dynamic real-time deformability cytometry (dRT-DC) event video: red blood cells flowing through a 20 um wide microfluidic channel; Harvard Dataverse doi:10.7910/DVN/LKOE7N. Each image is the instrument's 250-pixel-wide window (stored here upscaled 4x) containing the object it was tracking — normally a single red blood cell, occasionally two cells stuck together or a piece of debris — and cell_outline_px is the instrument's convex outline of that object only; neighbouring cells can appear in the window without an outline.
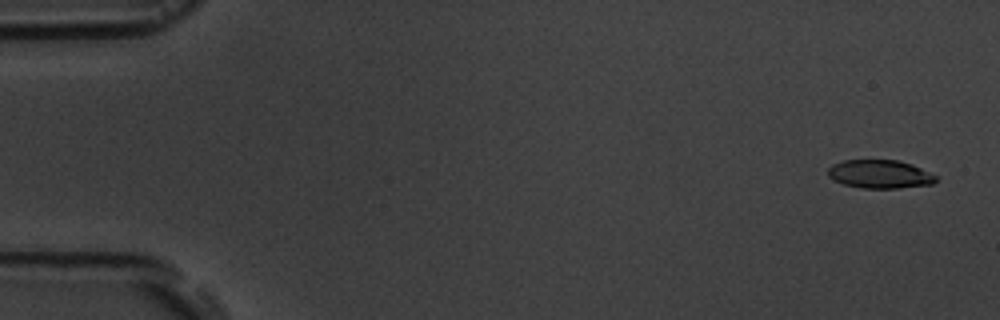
{"species": "common noctule bat (a hibernating species)", "species_latin": "Nyctalus noctula", "temperature_condition": "room temperature", "stored_images_in_passage": 7, "camera_frame_rate_fps": 3000, "um_per_image_px": 0.085, "animal": {"sex": "male", "body_mass_g": 19.5, "forearm_length_mm": 54.6}, "frame": {"image": 1, "passage_image": 1, "time_ms": 0.0, "image_size_px": [1000, 320], "cell_outline_px": [[936, 180], [932, 184], [896, 188], [864, 188], [844, 184], [828, 176], [828, 168], [832, 164], [844, 160], [896, 160], [912, 164], [936, 176]], "centroid_in_image_um": [74.77, 14.79], "position_along_channel_um": 10.2, "area_um2": 17.63}}
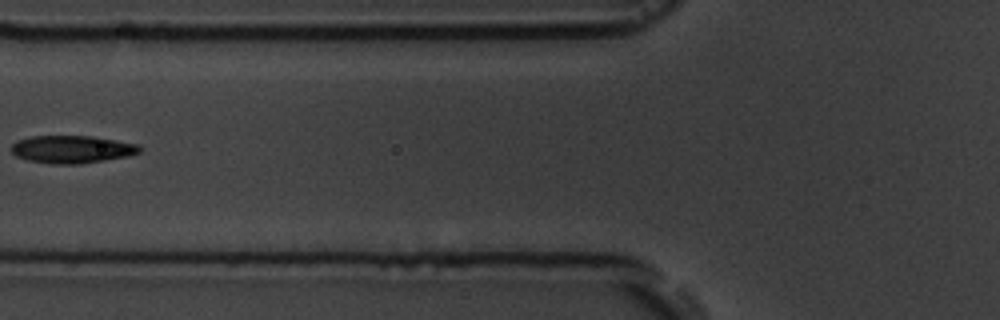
{"frame": {"image": 2, "passage_image": 6, "time_ms": 6.667, "image_size_px": [1000, 320], "cell_outline_px": [[140, 152], [128, 156], [80, 164], [52, 164], [28, 160], [16, 156], [12, 152], [12, 144], [16, 140], [32, 136], [92, 136], [140, 144]], "centroid_in_image_um": [6.12, 12.69], "position_along_channel_um": 119.7, "area_um2": 20.69}}
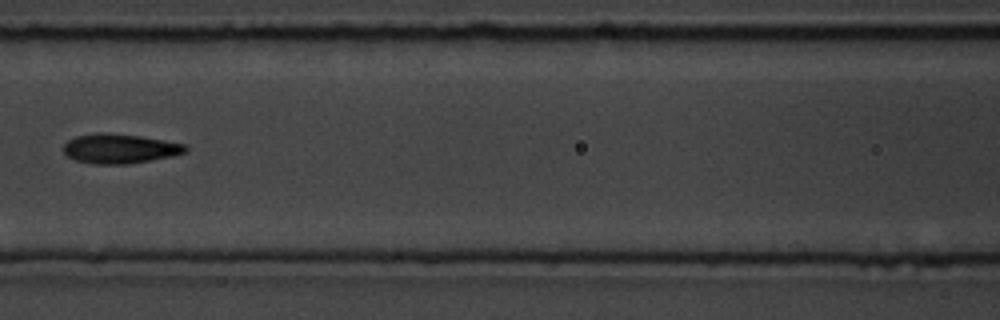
{"frame": {"image": 3, "passage_image": 7, "time_ms": 7.667, "image_size_px": [1000, 320], "cell_outline_px": [[188, 152], [172, 156], [128, 164], [96, 164], [76, 160], [68, 156], [64, 152], [64, 144], [68, 140], [76, 136], [96, 132], [108, 132], [140, 136], [164, 140], [184, 144], [188, 148]], "centroid_in_image_um": [10.19, 12.62], "position_along_channel_um": 156.4, "area_um2": 21.04}}